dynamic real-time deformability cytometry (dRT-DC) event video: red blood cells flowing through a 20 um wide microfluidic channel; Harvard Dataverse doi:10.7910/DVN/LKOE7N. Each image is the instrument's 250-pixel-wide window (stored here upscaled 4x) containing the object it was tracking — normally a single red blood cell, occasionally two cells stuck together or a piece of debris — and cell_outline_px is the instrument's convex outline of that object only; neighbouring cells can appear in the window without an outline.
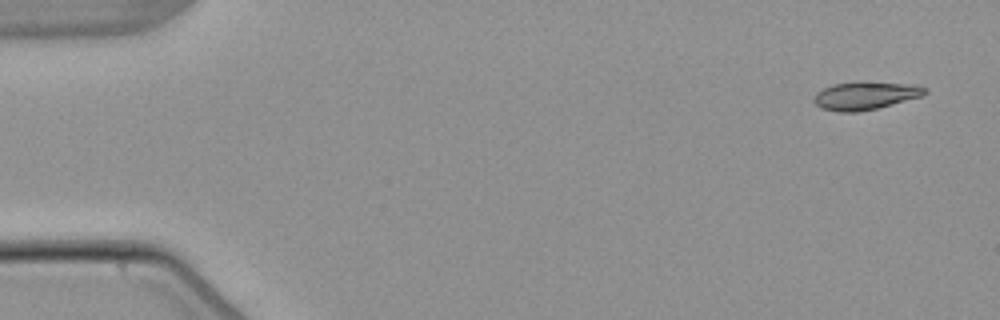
{"species": "common noctule bat (a hibernating species)", "species_latin": "Nyctalus noctula", "temperature_condition": "warm", "stored_images_in_passage": 5, "camera_frame_rate_fps": 3000, "um_per_image_px": 0.085, "animal": {"sex": "male", "body_mass_g": 21.5, "forearm_length_mm": 52.0}, "frame": {"image": 1, "passage_image": 1, "time_ms": 0.0, "image_size_px": [1000, 320], "cell_outline_px": [[928, 92], [924, 96], [860, 112], [840, 112], [820, 108], [812, 100], [816, 92], [832, 84], [912, 84], [928, 88]], "centroid_in_image_um": [73.55, 8.17], "position_along_channel_um": 11.5, "area_um2": 17.46}}
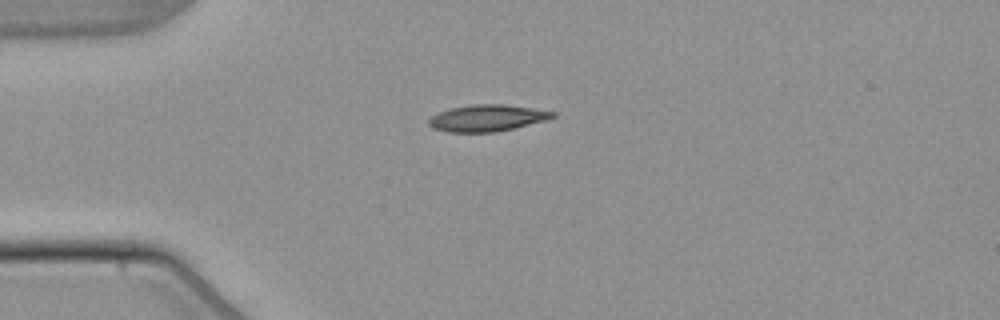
{"frame": {"image": 2, "passage_image": 4, "time_ms": 3.667, "image_size_px": [1000, 320], "cell_outline_px": [[556, 116], [548, 120], [496, 132], [448, 132], [432, 128], [428, 124], [428, 120], [436, 112], [448, 108], [472, 104], [504, 104], [532, 108], [556, 112]], "centroid_in_image_um": [41.38, 10.03], "position_along_channel_um": 43.6, "area_um2": 19.42}}